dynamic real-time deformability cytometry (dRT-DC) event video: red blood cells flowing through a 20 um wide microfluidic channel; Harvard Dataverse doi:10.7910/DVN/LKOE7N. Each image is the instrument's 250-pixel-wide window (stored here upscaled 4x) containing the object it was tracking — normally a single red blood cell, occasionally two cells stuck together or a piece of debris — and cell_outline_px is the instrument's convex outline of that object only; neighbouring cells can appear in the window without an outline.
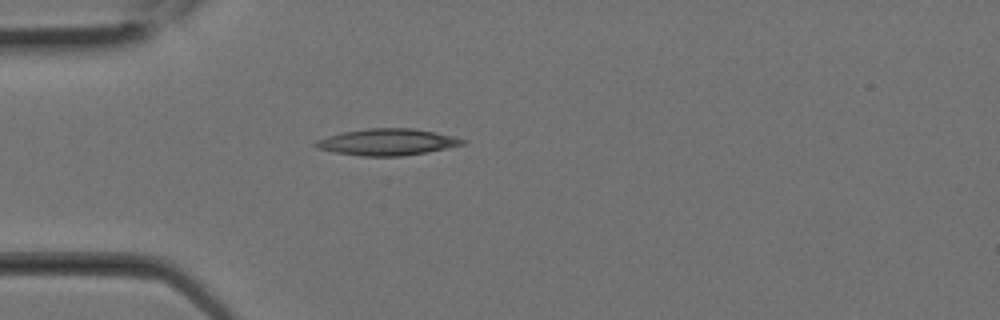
{"species": "Egyptian fruit bat (a non-hibernating species)", "species_latin": "Rousettus aegyptiacus", "temperature_condition": "room temperature", "stored_images_in_passage": 2, "camera_frame_rate_fps": 3000, "um_per_image_px": 0.085, "animal": {"sex": "female"}, "frame": {"image": 1, "passage_image": 1, "time_ms": 0.0, "image_size_px": [1000, 320], "cell_outline_px": [[468, 140], [464, 144], [428, 152], [400, 156], [360, 156], [336, 152], [316, 148], [312, 144], [316, 140], [340, 132], [368, 128], [412, 128], [436, 132], [456, 136]], "centroid_in_image_um": [32.93, 12.06], "position_along_channel_um": 52.1, "area_um2": 22.89}}